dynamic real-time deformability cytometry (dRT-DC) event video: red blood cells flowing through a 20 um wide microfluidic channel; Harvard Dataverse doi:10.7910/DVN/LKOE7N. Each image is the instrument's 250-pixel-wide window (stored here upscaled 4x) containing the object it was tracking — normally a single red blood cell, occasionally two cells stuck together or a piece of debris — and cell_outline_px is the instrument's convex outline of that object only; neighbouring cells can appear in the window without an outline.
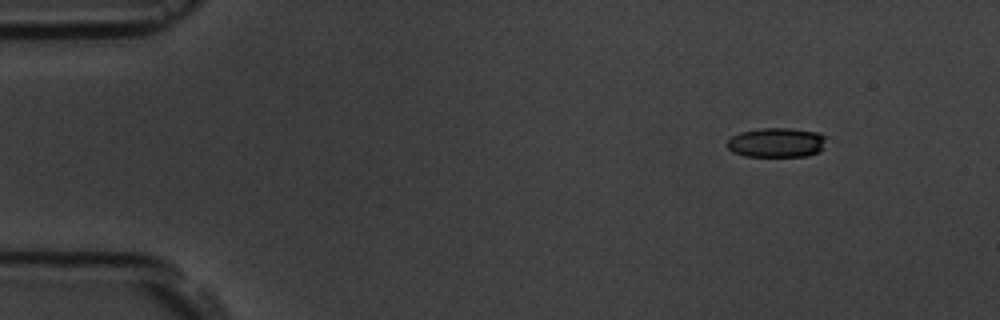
{"species": "common noctule bat (a hibernating species)", "species_latin": "Nyctalus noctula", "temperature_condition": "room temperature", "stored_images_in_passage": 9, "camera_frame_rate_fps": 3000, "um_per_image_px": 0.085, "animal": {"sex": "male", "body_mass_g": 19.5, "forearm_length_mm": 54.6}, "frame": {"image": 1, "passage_image": 1, "time_ms": 0.0, "image_size_px": [1000, 320], "cell_outline_px": [[824, 148], [820, 152], [808, 156], [744, 156], [732, 152], [728, 148], [728, 140], [732, 136], [740, 132], [760, 128], [792, 128], [820, 132], [824, 136]], "centroid_in_image_um": [66.03, 12.11], "position_along_channel_um": 19.0, "area_um2": 17.22}}